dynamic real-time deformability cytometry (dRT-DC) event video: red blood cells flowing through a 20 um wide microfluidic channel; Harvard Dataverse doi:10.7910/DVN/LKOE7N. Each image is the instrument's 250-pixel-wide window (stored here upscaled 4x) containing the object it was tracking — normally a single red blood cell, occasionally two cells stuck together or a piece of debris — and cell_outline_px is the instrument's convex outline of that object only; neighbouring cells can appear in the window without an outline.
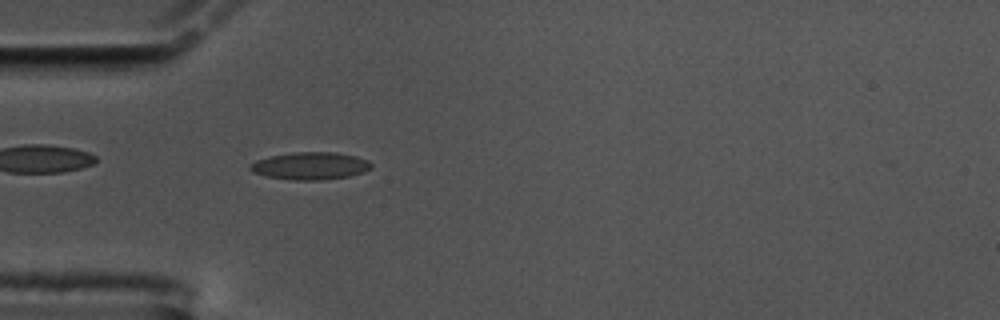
{"species": "common noctule bat (a hibernating species)", "species_latin": "Nyctalus noctula", "temperature_condition": "cold", "stored_images_in_passage": 57, "camera_frame_rate_fps": 3000, "um_per_image_px": 0.085, "animal": {"sex": "male", "body_mass_g": 17.5, "forearm_length_mm": 52.3}, "frame": {"image": 1, "passage_image": 16, "time_ms": 5.0, "image_size_px": [1000, 320], "cell_outline_px": [[372, 168], [364, 172], [348, 176], [320, 180], [296, 180], [268, 176], [252, 172], [248, 168], [256, 160], [272, 156], [292, 152], [336, 152], [356, 156], [368, 160], [372, 164]], "centroid_in_image_um": [26.41, 14.09], "position_along_channel_um": 58.6, "area_um2": 19.25}}
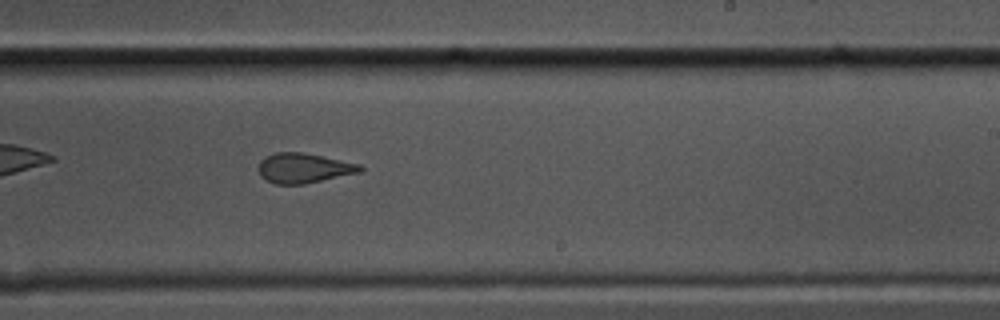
{"frame": {"image": 2, "passage_image": 34, "time_ms": 11.0, "image_size_px": [1000, 320], "cell_outline_px": [[364, 168], [360, 172], [304, 184], [276, 184], [264, 180], [260, 176], [256, 168], [260, 160], [264, 156], [276, 152], [300, 152], [360, 164]], "centroid_in_image_um": [25.73, 14.29], "position_along_channel_um": 263.3, "area_um2": 17.74}}
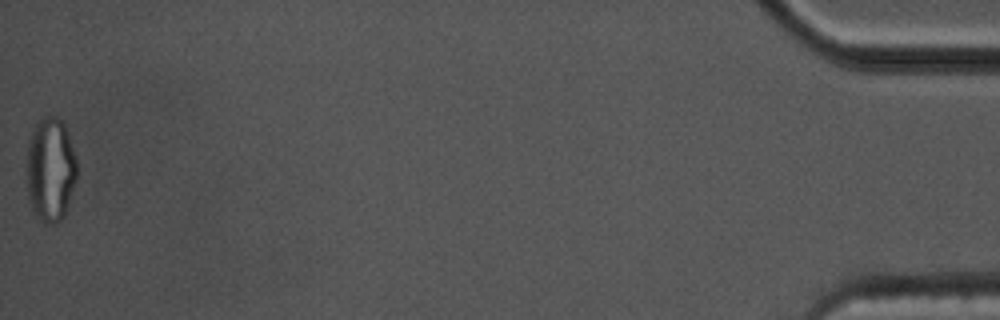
{"frame": {"image": 3, "passage_image": 57, "time_ms": 18.667, "image_size_px": [1000, 320], "cell_outline_px": [[76, 180], [64, 216], [56, 224], [44, 224], [40, 220], [32, 208], [28, 196], [24, 168], [28, 140], [32, 128], [40, 116], [56, 116], [64, 124], [76, 160]], "centroid_in_image_um": [4.23, 14.4], "position_along_channel_um": 431.0, "area_um2": 31.15}, "authors_computed_cell_mechanics": {"area_um2": 18.207, "velocity_mm_per_s": 3.4672, "shape_relaxation_time_tau1_ms": 11.3526, "shape_relaxation_time_tau2_ms": 1.9363, "deformation_change_tau1": 0.2732, "deformation_change_tau2": 0.0893}}